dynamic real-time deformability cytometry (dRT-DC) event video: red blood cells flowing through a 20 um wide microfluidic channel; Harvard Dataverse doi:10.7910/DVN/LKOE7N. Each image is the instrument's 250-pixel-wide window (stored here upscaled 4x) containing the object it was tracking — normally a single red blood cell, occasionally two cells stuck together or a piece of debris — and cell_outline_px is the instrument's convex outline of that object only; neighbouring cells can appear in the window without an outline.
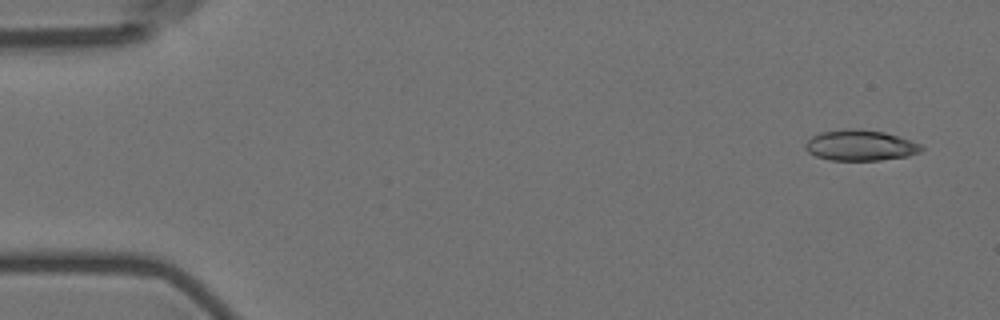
{"species": "Egyptian fruit bat (a non-hibernating species)", "species_latin": "Rousettus aegyptiacus", "temperature_condition": "room temperature", "stored_images_in_passage": 5, "camera_frame_rate_fps": 3000, "um_per_image_px": 0.085, "animal": {"sex": "female"}, "frame": {"image": 1, "passage_image": 1, "time_ms": 0.0, "image_size_px": [1000, 320], "cell_outline_px": [[924, 148], [920, 152], [908, 156], [880, 160], [832, 160], [816, 156], [808, 152], [804, 148], [804, 144], [812, 136], [820, 132], [848, 128], [856, 128], [884, 132], [920, 144]], "centroid_in_image_um": [73.09, 12.35], "position_along_channel_um": 11.9, "area_um2": 20.69}}
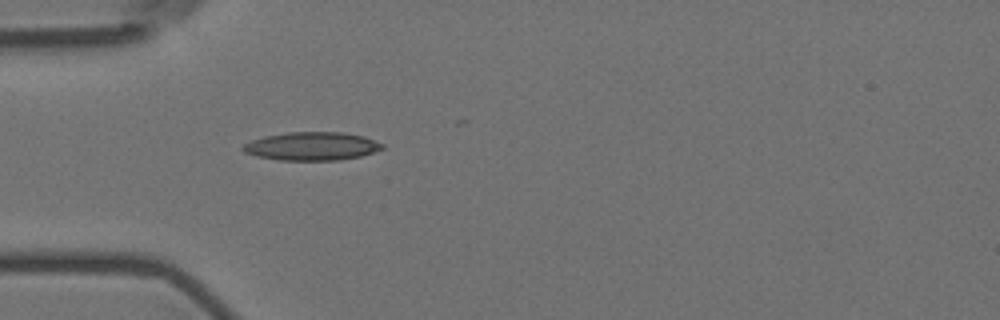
{"frame": {"image": 2, "passage_image": 5, "time_ms": 4.667, "image_size_px": [1000, 320], "cell_outline_px": [[384, 148], [360, 156], [336, 160], [280, 160], [256, 156], [244, 152], [240, 148], [244, 144], [252, 140], [264, 136], [288, 132], [344, 132], [364, 136], [384, 144]], "centroid_in_image_um": [26.49, 12.42], "position_along_channel_um": 58.5, "area_um2": 22.95}}